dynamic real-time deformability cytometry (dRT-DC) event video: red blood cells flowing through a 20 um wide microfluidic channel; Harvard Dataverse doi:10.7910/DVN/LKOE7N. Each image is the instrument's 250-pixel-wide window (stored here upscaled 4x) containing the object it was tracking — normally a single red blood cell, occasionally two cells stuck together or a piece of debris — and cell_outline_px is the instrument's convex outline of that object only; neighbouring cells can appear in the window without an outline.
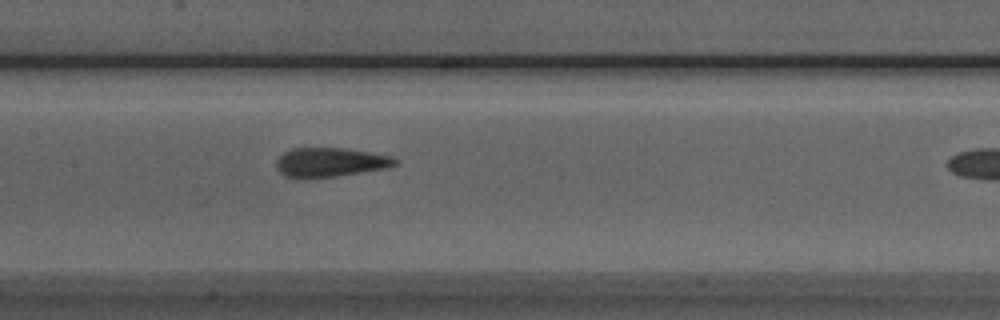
{"species": "Egyptian fruit bat (a non-hibernating species)", "species_latin": "Rousettus aegyptiacus", "temperature_condition": "room temperature", "stored_images_in_passage": 11, "camera_frame_rate_fps": 3000, "um_per_image_px": 0.085, "animal": {"sex": "male"}, "frame": {"image": 1, "passage_image": 10, "time_ms": 11.0, "image_size_px": [1000, 320], "cell_outline_px": [[400, 164], [388, 168], [336, 176], [304, 180], [296, 180], [284, 176], [276, 168], [276, 160], [284, 152], [292, 148], [344, 148], [392, 156], [400, 160]], "centroid_in_image_um": [28.06, 13.82], "position_along_channel_um": 179.3, "area_um2": 20.81}}